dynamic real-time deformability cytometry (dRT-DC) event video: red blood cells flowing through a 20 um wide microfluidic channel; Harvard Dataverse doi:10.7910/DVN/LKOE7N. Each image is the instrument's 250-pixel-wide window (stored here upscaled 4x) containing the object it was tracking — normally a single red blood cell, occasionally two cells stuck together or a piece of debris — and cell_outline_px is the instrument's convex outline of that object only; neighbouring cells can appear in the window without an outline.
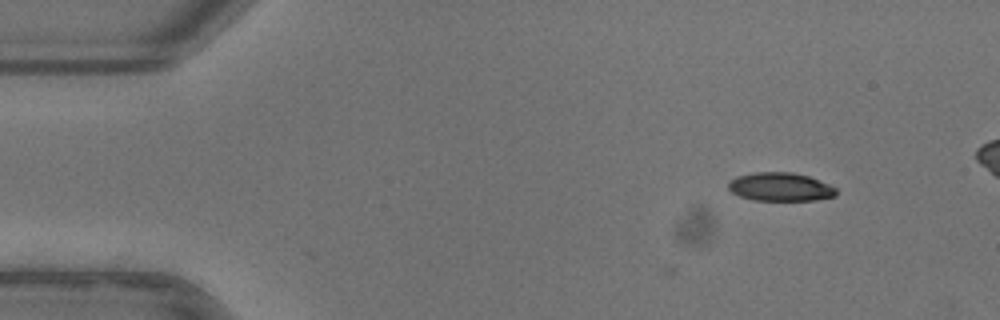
{"species": "common noctule bat (a hibernating species)", "species_latin": "Nyctalus noctula", "temperature_condition": "warm", "stored_images_in_passage": 6, "camera_frame_rate_fps": 3000, "um_per_image_px": 0.085, "animal": {"sex": "female"}, "frame": {"image": 1, "passage_image": 6, "time_ms": 1.667, "image_size_px": [1000, 320], "cell_outline_px": [[836, 196], [812, 200], [752, 200], [740, 196], [732, 192], [728, 188], [728, 184], [736, 176], [752, 172], [792, 172], [808, 176], [828, 184], [836, 188]], "centroid_in_image_um": [66.31, 15.88], "position_along_channel_um": 18.7, "area_um2": 17.8}}